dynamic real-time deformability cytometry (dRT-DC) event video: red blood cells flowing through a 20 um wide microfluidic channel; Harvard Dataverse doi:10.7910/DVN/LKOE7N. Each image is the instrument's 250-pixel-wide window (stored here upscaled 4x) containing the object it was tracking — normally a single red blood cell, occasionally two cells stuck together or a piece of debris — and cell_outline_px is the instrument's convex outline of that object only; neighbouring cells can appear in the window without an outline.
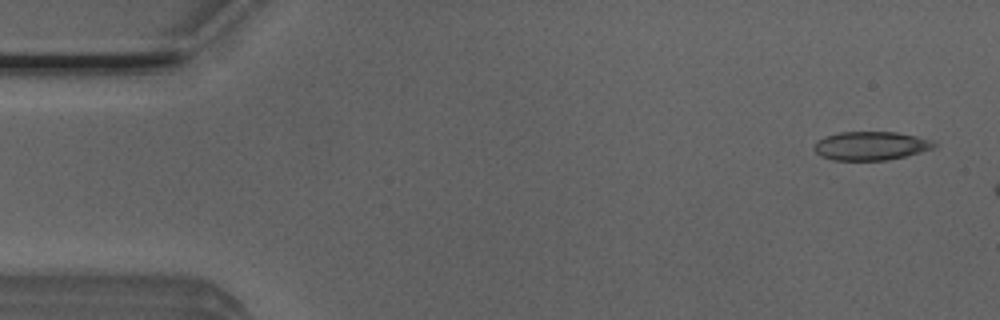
{"species": "Egyptian fruit bat (a non-hibernating species)", "species_latin": "Rousettus aegyptiacus", "temperature_condition": "room temperature", "stored_images_in_passage": 6, "camera_frame_rate_fps": 3000, "um_per_image_px": 0.085, "animal": {"sex": "male"}, "frame": {"image": 1, "passage_image": 1, "time_ms": 0.0, "image_size_px": [1000, 320], "cell_outline_px": [[936, 144], [932, 148], [920, 152], [888, 160], [832, 160], [820, 156], [812, 148], [824, 136], [840, 132], [896, 132], [916, 136], [932, 140]], "centroid_in_image_um": [73.99, 12.39], "position_along_channel_um": 11.0, "area_um2": 19.88}}